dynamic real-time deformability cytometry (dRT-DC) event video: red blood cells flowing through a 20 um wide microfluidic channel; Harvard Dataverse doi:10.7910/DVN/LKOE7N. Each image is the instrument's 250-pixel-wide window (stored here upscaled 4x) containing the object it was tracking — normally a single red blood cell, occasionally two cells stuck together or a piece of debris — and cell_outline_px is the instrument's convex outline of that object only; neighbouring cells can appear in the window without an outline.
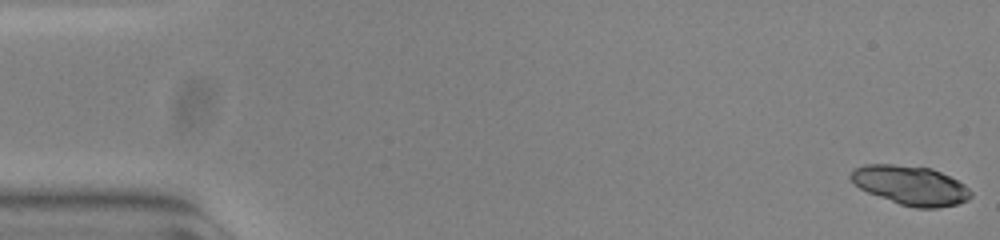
{"species": "common noctule bat (a hibernating species)", "species_latin": "Nyctalus noctula", "temperature_condition": "warm", "stored_images_in_passage": 41, "camera_frame_rate_fps": 3000, "um_per_image_px": 0.085, "animal": {"sex": "female", "body_mass_g": 23.0, "forearm_length_mm": 53.4}, "frame": {"image": 1, "passage_image": 1, "time_ms": 0.0, "image_size_px": [1000, 240], "cell_outline_px": [[972, 196], [968, 200], [956, 204], [936, 208], [916, 208], [900, 204], [868, 192], [860, 188], [848, 176], [852, 168], [864, 164], [892, 164], [932, 168], [964, 184], [972, 192]], "centroid_in_image_um": [77.38, 15.74], "position_along_channel_um": 7.6, "area_um2": 27.34}}
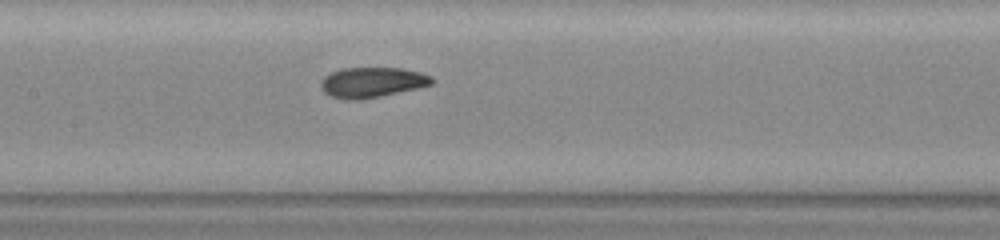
{"frame": {"image": 2, "passage_image": 13, "time_ms": 4.0, "image_size_px": [1000, 240], "cell_outline_px": [[436, 80], [432, 84], [416, 88], [380, 96], [360, 100], [348, 100], [332, 96], [324, 92], [320, 88], [320, 80], [324, 76], [340, 68], [400, 68], [420, 72], [432, 76]], "centroid_in_image_um": [31.61, 6.99], "position_along_channel_um": 175.8, "area_um2": 19.59}}
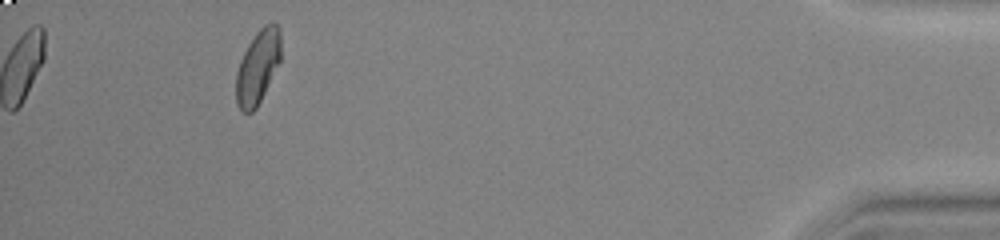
{"frame": {"image": 3, "passage_image": 37, "time_ms": 12.0, "image_size_px": [1000, 240], "cell_outline_px": [[280, 60], [256, 108], [252, 112], [244, 112], [236, 104], [236, 72], [240, 60], [248, 44], [256, 32], [264, 24], [276, 24], [280, 28]], "centroid_in_image_um": [21.89, 5.67], "position_along_channel_um": 413.3, "area_um2": 18.9}, "authors_computed_cell_mechanics": {"area_um2": 19.4208, "velocity_mm_per_s": 3.8018, "shape_relaxation_time_tau1_ms": null, "shape_relaxation_time_tau2_ms": 1.768, "deformation_change_tau1": null, "deformation_change_tau2": 0.063}}